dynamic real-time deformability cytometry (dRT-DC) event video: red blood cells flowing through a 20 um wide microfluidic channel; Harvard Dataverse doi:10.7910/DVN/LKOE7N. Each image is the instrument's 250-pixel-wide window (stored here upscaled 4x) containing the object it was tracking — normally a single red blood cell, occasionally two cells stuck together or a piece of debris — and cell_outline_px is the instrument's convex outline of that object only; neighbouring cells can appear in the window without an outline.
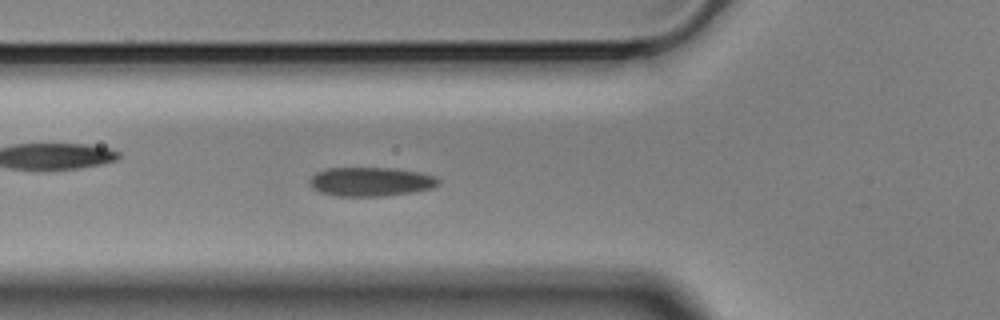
{"species": "Egyptian fruit bat (a non-hibernating species)", "species_latin": "Rousettus aegyptiacus", "temperature_condition": "cold", "stored_images_in_passage": 57, "camera_frame_rate_fps": 3000, "um_per_image_px": 0.085, "animal": {"sex": "male"}, "frame": {"image": 1, "passage_image": 19, "time_ms": 6.0, "image_size_px": [1000, 320], "cell_outline_px": [[440, 184], [432, 188], [412, 192], [384, 196], [336, 196], [320, 192], [312, 188], [308, 180], [316, 172], [328, 168], [392, 168], [420, 172], [436, 176], [440, 180]], "centroid_in_image_um": [31.52, 15.44], "position_along_channel_um": 94.3, "area_um2": 21.91}}
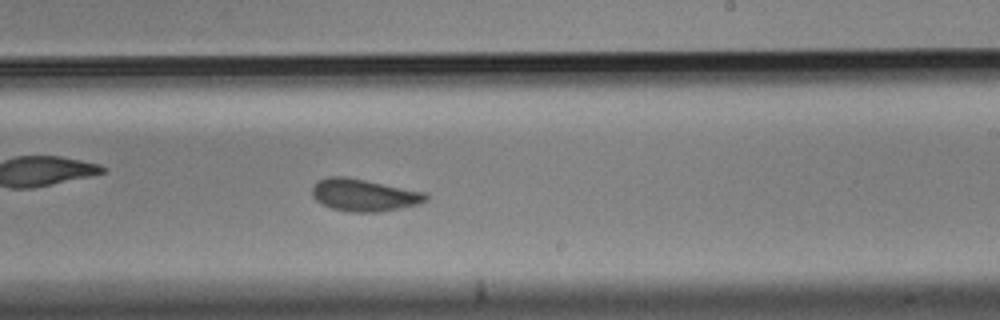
{"frame": {"image": 2, "passage_image": 33, "time_ms": 10.667, "image_size_px": [1000, 320], "cell_outline_px": [[428, 200], [420, 204], [380, 212], [348, 212], [332, 208], [316, 200], [312, 196], [312, 188], [320, 180], [328, 176], [348, 176], [428, 192]], "centroid_in_image_um": [31.0, 16.57], "position_along_channel_um": 258.0, "area_um2": 21.68}}
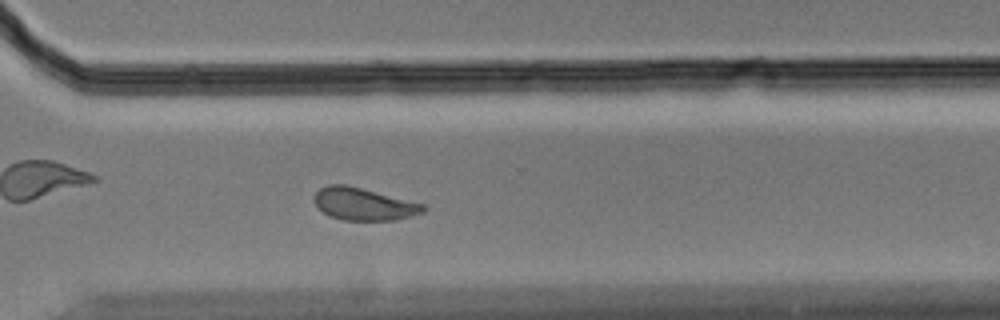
{"frame": {"image": 3, "passage_image": 40, "time_ms": 13.0, "image_size_px": [1000, 320], "cell_outline_px": [[428, 208], [424, 212], [396, 220], [344, 220], [328, 216], [316, 208], [312, 200], [312, 196], [320, 188], [328, 184], [344, 184], [424, 204]], "centroid_in_image_um": [30.85, 17.35], "position_along_channel_um": 339.8, "area_um2": 20.69}, "authors_computed_cell_mechanics": {"area_um2": 21.5594, "velocity_mm_per_s": 3.5021, "shape_relaxation_time_tau1_ms": 3.6961, "shape_relaxation_time_tau2_ms": 2.3052, "deformation_change_tau1": 0.089, "deformation_change_tau2": 0.0695}}